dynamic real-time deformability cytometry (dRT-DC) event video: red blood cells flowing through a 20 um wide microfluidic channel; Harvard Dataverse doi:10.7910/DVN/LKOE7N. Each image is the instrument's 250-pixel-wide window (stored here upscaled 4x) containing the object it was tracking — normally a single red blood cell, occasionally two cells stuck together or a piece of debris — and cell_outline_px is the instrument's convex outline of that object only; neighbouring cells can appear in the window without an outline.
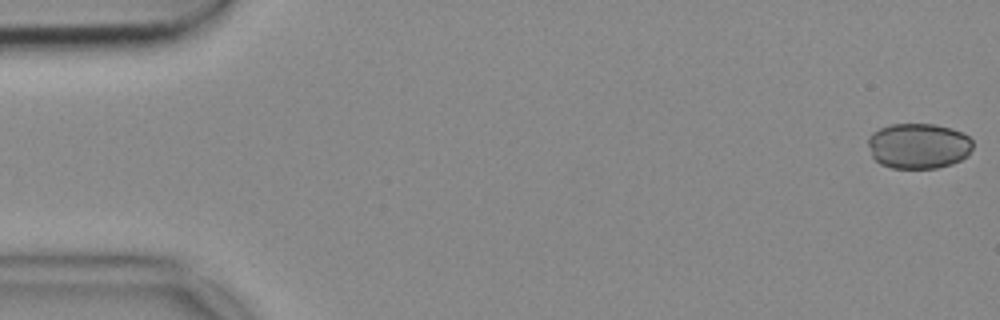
{"species": "common noctule bat (a hibernating species)", "species_latin": "Nyctalus noctula", "temperature_condition": "cold", "stored_images_in_passage": 53, "camera_frame_rate_fps": 3000, "um_per_image_px": 0.085, "animal": {"sex": "female", "body_mass_g": 18.4}, "frame": {"image": 1, "passage_image": 1, "time_ms": 0.0, "image_size_px": [1000, 320], "cell_outline_px": [[972, 148], [968, 156], [952, 164], [936, 168], [892, 168], [880, 164], [872, 156], [868, 144], [868, 136], [872, 132], [880, 128], [892, 124], [936, 124], [952, 128], [968, 136], [972, 140]], "centroid_in_image_um": [78.07, 12.4], "position_along_channel_um": 6.9, "area_um2": 27.92}}
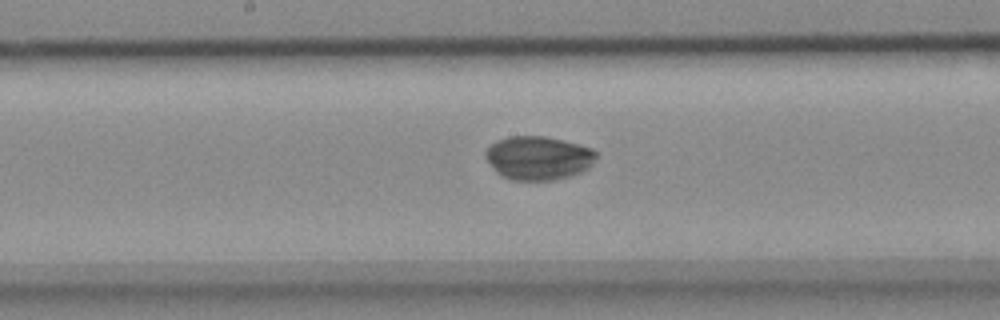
{"frame": {"image": 2, "passage_image": 27, "time_ms": 8.667, "image_size_px": [1000, 320], "cell_outline_px": [[600, 152], [592, 164], [588, 168], [580, 172], [568, 176], [552, 180], [512, 180], [500, 176], [496, 172], [484, 156], [484, 152], [496, 140], [508, 136], [544, 136], [564, 140], [580, 144], [592, 148]], "centroid_in_image_um": [45.77, 13.41], "position_along_channel_um": 202.4, "area_um2": 28.44}}
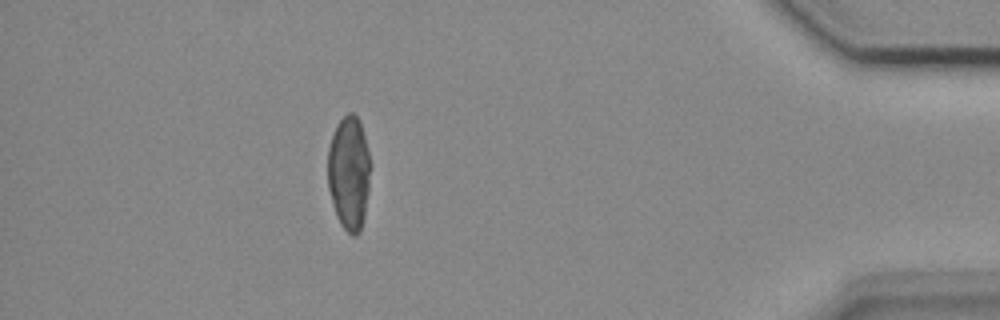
{"frame": {"image": 3, "passage_image": 47, "time_ms": 15.333, "image_size_px": [1000, 320], "cell_outline_px": [[368, 192], [364, 216], [360, 232], [356, 236], [352, 236], [340, 224], [336, 216], [332, 204], [328, 188], [328, 148], [336, 124], [348, 112], [352, 112], [360, 120], [368, 152]], "centroid_in_image_um": [29.63, 14.71], "position_along_channel_um": 405.6, "area_um2": 28.09}}